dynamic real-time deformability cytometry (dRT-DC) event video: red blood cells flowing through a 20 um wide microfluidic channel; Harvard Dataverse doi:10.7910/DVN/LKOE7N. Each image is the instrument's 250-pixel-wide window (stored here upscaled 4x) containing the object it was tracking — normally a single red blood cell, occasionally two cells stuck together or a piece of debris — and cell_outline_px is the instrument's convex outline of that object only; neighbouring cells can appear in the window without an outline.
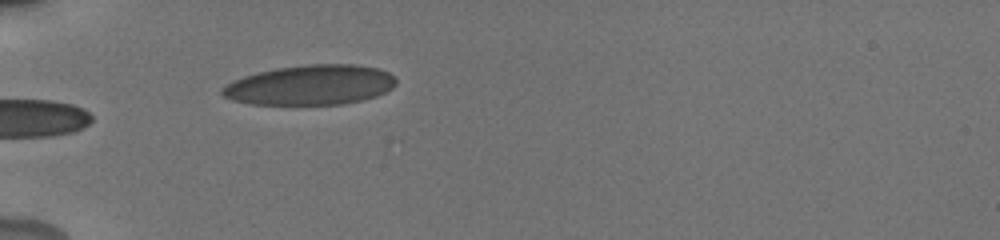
{"species": "human", "species_latin": "Homo sapiens", "temperature_condition": "cold", "stored_images_in_passage": 25, "camera_frame_rate_fps": 3000, "um_per_image_px": 0.085, "donor": {"sex": "male"}, "frame": {"image": 1, "passage_image": 1, "time_ms": 0.0, "image_size_px": [1000, 240], "cell_outline_px": [[392, 84], [388, 88], [380, 92], [356, 100], [332, 104], [264, 104], [240, 100], [228, 96], [224, 92], [224, 88], [248, 76], [264, 72], [284, 68], [372, 68], [384, 72], [392, 76]], "centroid_in_image_um": [26.34, 7.29], "position_along_channel_um": 58.7, "area_um2": 35.55}}
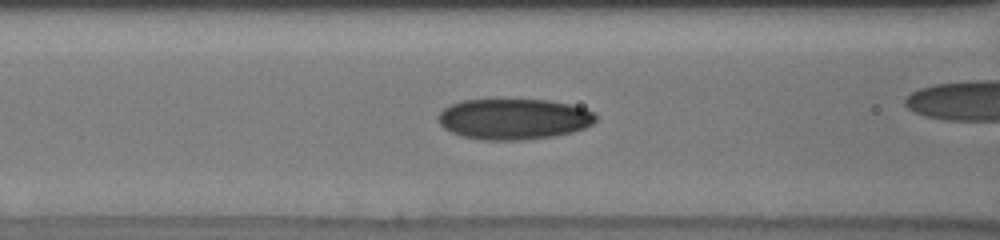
{"frame": {"image": 2, "passage_image": 4, "time_ms": 1.0, "image_size_px": [1000, 240], "cell_outline_px": [[592, 120], [588, 124], [580, 128], [564, 132], [540, 136], [468, 136], [456, 132], [448, 128], [440, 120], [440, 116], [448, 108], [456, 104], [472, 100], [536, 100], [564, 104], [580, 108], [588, 112], [592, 116]], "centroid_in_image_um": [43.65, 10.03], "position_along_channel_um": 122.9, "area_um2": 32.95}}